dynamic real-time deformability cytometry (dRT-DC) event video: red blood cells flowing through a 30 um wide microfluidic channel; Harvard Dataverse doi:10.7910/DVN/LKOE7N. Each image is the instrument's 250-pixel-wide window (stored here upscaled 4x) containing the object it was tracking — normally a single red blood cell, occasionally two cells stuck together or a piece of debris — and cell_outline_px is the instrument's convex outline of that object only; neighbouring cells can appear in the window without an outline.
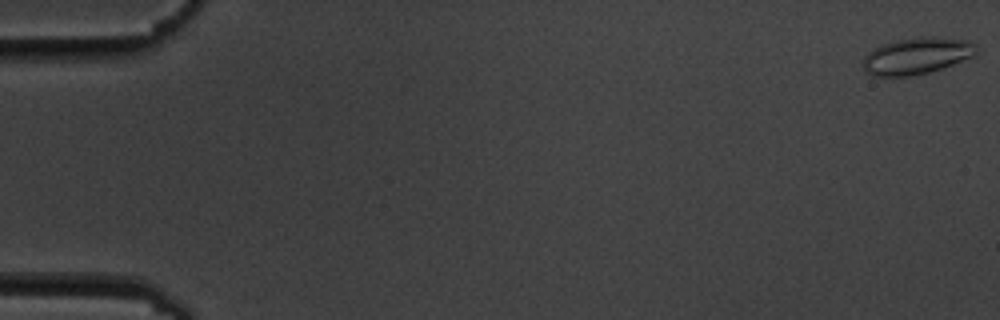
{"species": "common noctule bat (a hibernating species)", "species_latin": "Nyctalus noctula", "temperature_condition": "cold", "stored_images_in_passage": 6, "camera_frame_rate_fps": 3000, "um_per_image_px": 0.085, "animal": {"sex": "male", "body_mass_g": 19.5, "forearm_length_mm": 54.6}, "frame": {"image": 1, "passage_image": 1, "time_ms": 0.0, "image_size_px": [1000, 320], "cell_outline_px": [[976, 56], [928, 72], [908, 76], [872, 76], [864, 72], [864, 56], [876, 48], [884, 44], [896, 40], [920, 36], [932, 36], [968, 40], [976, 48]], "centroid_in_image_um": [77.92, 4.74], "position_along_channel_um": 7.1, "area_um2": 23.99}}
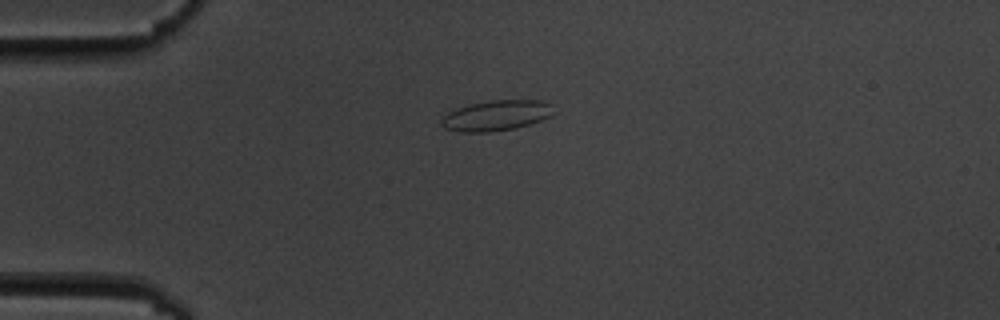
{"frame": {"image": 2, "passage_image": 5, "time_ms": 4.667, "image_size_px": [1000, 320], "cell_outline_px": [[556, 112], [552, 116], [532, 124], [516, 128], [488, 132], [460, 132], [444, 128], [440, 124], [440, 120], [448, 112], [456, 108], [468, 104], [492, 100], [544, 100], [552, 104]], "centroid_in_image_um": [42.23, 9.81], "position_along_channel_um": 42.8, "area_um2": 20.35}}